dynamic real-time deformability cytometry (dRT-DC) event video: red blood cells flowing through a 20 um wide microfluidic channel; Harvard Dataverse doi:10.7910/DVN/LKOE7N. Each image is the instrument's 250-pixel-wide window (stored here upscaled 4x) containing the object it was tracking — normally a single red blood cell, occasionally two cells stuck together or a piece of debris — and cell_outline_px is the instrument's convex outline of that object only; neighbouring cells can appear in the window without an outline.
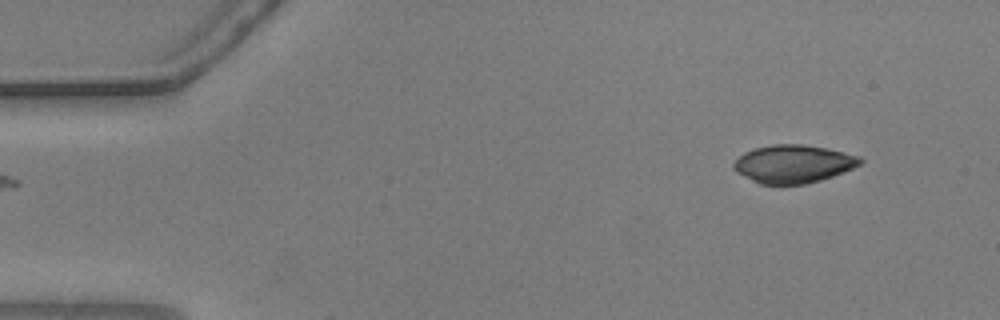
{"species": "common noctule bat (a hibernating species)", "species_latin": "Nyctalus noctula", "temperature_condition": "warm", "stored_images_in_passage": 2, "camera_frame_rate_fps": 3000, "um_per_image_px": 0.085, "animal": {"sex": "male", "body_mass_g": 20.5, "forearm_length_mm": 52.5}, "frame": {"image": 1, "passage_image": 1, "time_ms": 0.0, "image_size_px": [1000, 320], "cell_outline_px": [[864, 160], [860, 164], [852, 168], [832, 176], [820, 180], [804, 184], [760, 184], [736, 172], [732, 168], [732, 164], [744, 152], [756, 148], [772, 144], [800, 144], [828, 148], [860, 156]], "centroid_in_image_um": [67.43, 13.92], "position_along_channel_um": 17.6, "area_um2": 27.92}}